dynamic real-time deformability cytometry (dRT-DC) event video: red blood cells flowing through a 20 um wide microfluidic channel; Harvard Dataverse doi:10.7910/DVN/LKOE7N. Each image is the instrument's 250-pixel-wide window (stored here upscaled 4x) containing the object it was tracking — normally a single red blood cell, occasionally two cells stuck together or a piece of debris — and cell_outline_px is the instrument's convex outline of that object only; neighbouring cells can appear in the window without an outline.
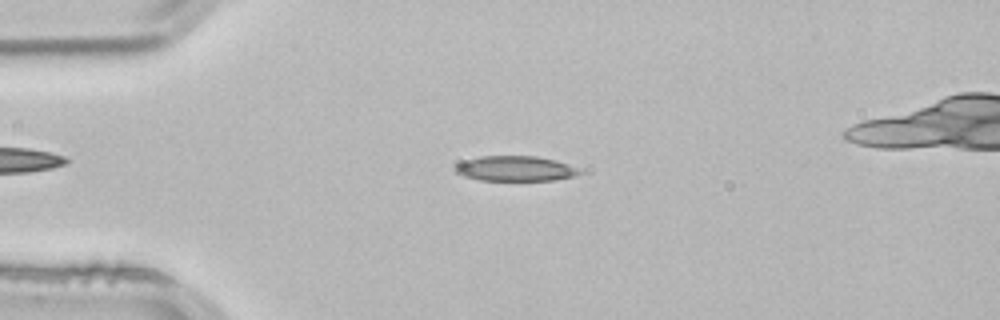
{"species": "common noctule bat (a hibernating species)", "species_latin": "Nyctalus noctula", "temperature_condition": "room temperature", "stored_images_in_passage": 51, "camera_frame_rate_fps": 3000, "um_per_image_px": 0.085, "animal": {"sex": "male", "body_mass_g": 21.5, "forearm_length_mm": 52.0}, "frame": {"image": 1, "passage_image": 12, "time_ms": 3.667, "image_size_px": [1000, 320], "cell_outline_px": [[584, 172], [576, 176], [556, 180], [480, 180], [464, 176], [456, 172], [452, 168], [456, 164], [480, 156], [536, 156], [556, 160], [584, 168]], "centroid_in_image_um": [43.9, 14.33], "position_along_channel_um": 41.1, "area_um2": 18.5}}
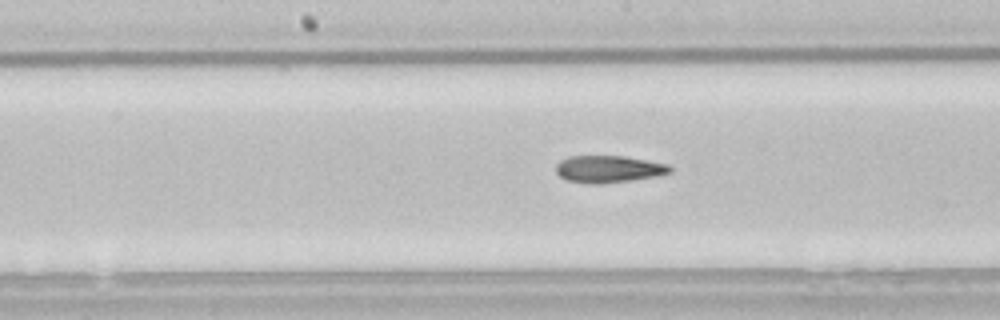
{"frame": {"image": 2, "passage_image": 26, "time_ms": 8.333, "image_size_px": [1000, 320], "cell_outline_px": [[672, 172], [656, 176], [628, 180], [596, 184], [588, 184], [568, 180], [560, 176], [556, 172], [556, 164], [560, 160], [568, 156], [624, 156], [668, 164], [672, 168]], "centroid_in_image_um": [51.71, 14.36], "position_along_channel_um": 196.5, "area_um2": 17.86}}
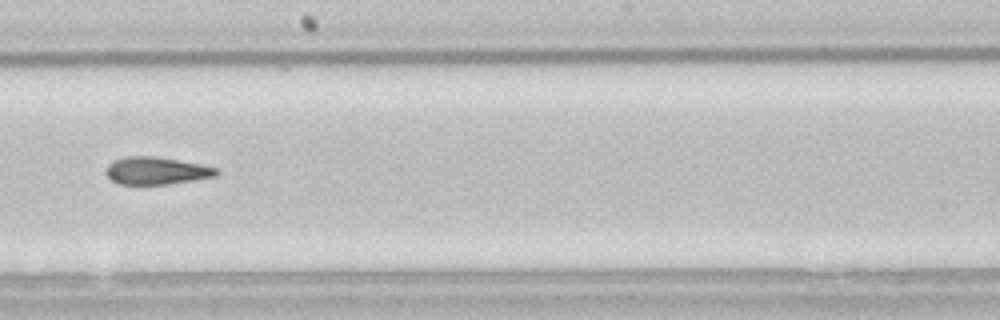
{"frame": {"image": 3, "passage_image": 29, "time_ms": 9.333, "image_size_px": [1000, 320], "cell_outline_px": [[220, 172], [216, 176], [168, 184], [120, 184], [112, 180], [104, 172], [108, 164], [112, 160], [124, 156], [156, 156], [200, 164], [220, 168]], "centroid_in_image_um": [13.28, 14.5], "position_along_channel_um": 234.9, "area_um2": 17.8}, "authors_computed_cell_mechanics": {"area_um2": 18.0336, "velocity_mm_per_s": 3.8486, "shape_relaxation_time_tau1_ms": null, "shape_relaxation_time_tau2_ms": 4.5344, "deformation_change_tau1": null, "deformation_change_tau2": 0.138}}